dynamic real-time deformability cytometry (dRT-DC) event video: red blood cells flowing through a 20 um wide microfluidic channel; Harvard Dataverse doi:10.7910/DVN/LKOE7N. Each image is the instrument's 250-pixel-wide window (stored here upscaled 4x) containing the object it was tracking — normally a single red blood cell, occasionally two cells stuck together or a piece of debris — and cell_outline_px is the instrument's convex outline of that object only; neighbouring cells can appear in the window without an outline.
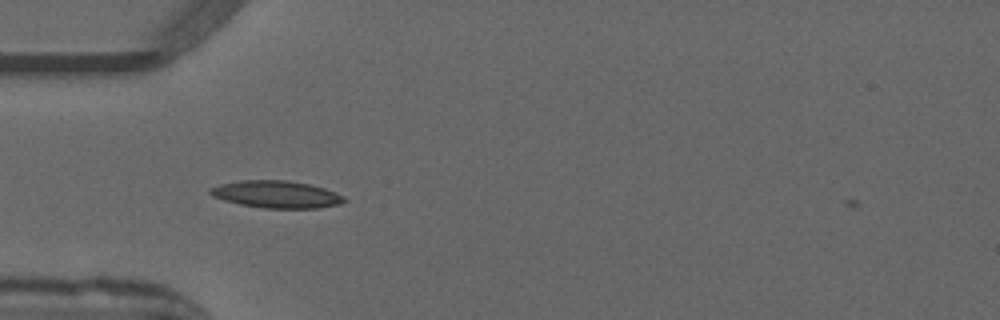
{"species": "common noctule bat (a hibernating species)", "species_latin": "Nyctalus noctula", "temperature_condition": "warm", "stored_images_in_passage": 33, "camera_frame_rate_fps": 3000, "um_per_image_px": 0.085, "animal": {"sex": "male", "forearm_length_mm": 52.5}, "frame": {"image": 1, "passage_image": 2, "time_ms": 0.333, "image_size_px": [1000, 320], "cell_outline_px": [[348, 200], [340, 204], [316, 208], [264, 208], [240, 204], [224, 200], [212, 196], [208, 192], [208, 188], [220, 184], [240, 180], [288, 180], [308, 184], [324, 188], [344, 196]], "centroid_in_image_um": [23.48, 16.51], "position_along_channel_um": 61.5, "area_um2": 21.27}}
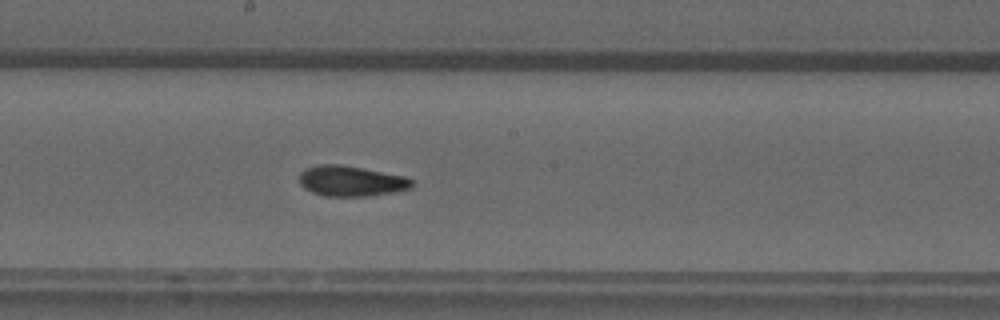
{"frame": {"image": 2, "passage_image": 14, "time_ms": 4.333, "image_size_px": [1000, 320], "cell_outline_px": [[412, 188], [396, 192], [368, 196], [324, 196], [312, 192], [304, 188], [300, 184], [300, 172], [304, 168], [316, 164], [340, 164], [404, 176], [412, 180]], "centroid_in_image_um": [29.81, 15.39], "position_along_channel_um": 218.4, "area_um2": 20.06}}
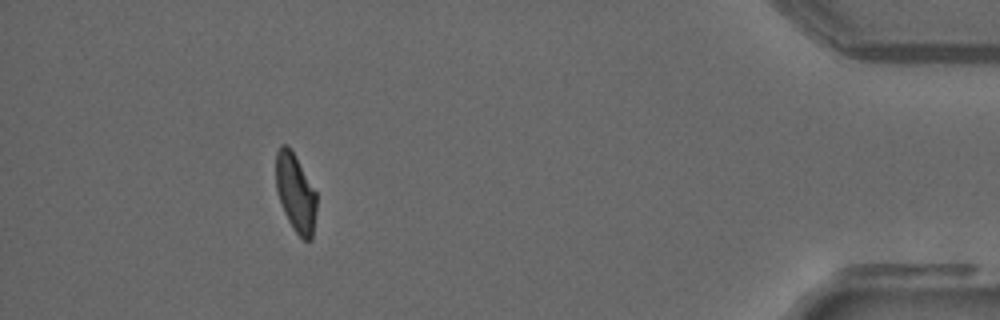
{"frame": {"image": 3, "passage_image": 33, "time_ms": 10.667, "image_size_px": [1000, 320], "cell_outline_px": [[316, 212], [312, 240], [304, 240], [292, 228], [284, 212], [276, 188], [276, 152], [280, 144], [288, 144], [316, 192]], "centroid_in_image_um": [25.12, 16.39], "position_along_channel_um": 410.1, "area_um2": 18.38}, "authors_computed_cell_mechanics": {"area_um2": 19.5942, "velocity_mm_per_s": 3.9717, "shape_relaxation_time_tau1_ms": 6.4419, "shape_relaxation_time_tau2_ms": 2.7276, "deformation_change_tau1": 0.208, "deformation_change_tau2": 0.0776}}